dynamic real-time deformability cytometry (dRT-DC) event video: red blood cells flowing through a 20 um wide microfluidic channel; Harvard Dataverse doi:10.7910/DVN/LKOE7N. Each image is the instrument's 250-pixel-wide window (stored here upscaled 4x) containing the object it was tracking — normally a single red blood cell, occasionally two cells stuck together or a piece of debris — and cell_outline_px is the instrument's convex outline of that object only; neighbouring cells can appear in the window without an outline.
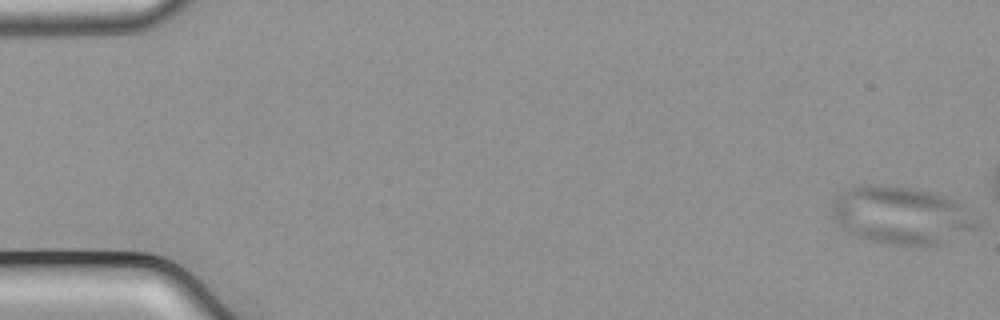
{"species": "common noctule bat (a hibernating species)", "species_latin": "Nyctalus noctula", "temperature_condition": "cold", "stored_images_in_passage": 56, "camera_frame_rate_fps": 3000, "um_per_image_px": 0.085, "animal": {"sex": "male", "body_mass_g": 21.5, "forearm_length_mm": 52.0}, "frame": {"image": 1, "passage_image": 1, "time_ms": 0.0, "image_size_px": [1000, 320], "cell_outline_px": [[980, 228], [936, 248], [924, 248], [888, 244], [868, 240], [852, 236], [832, 216], [832, 200], [836, 196], [848, 188], [864, 184], [888, 184], [932, 192], [956, 200], [964, 204], [980, 224]], "centroid_in_image_um": [76.68, 18.35], "position_along_channel_um": 8.3, "area_um2": 50.34}}
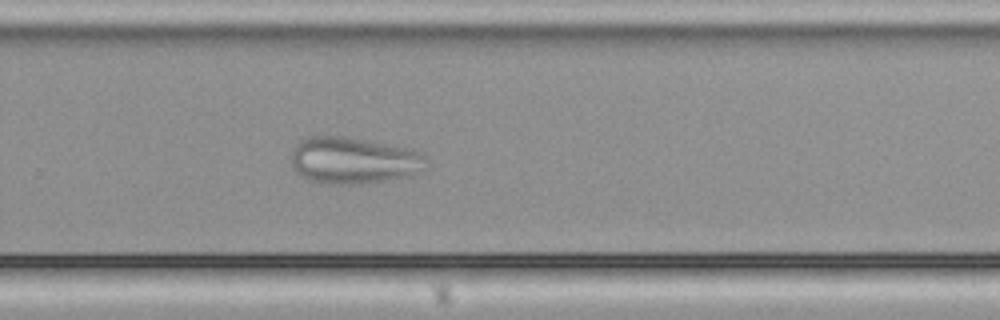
{"frame": {"image": 2, "passage_image": 37, "time_ms": 12.0, "image_size_px": [1000, 320], "cell_outline_px": [[428, 168], [424, 172], [412, 176], [360, 184], [324, 184], [308, 180], [300, 176], [292, 168], [292, 152], [296, 144], [300, 140], [308, 136], [344, 136], [392, 144], [412, 148], [420, 152], [424, 156]], "centroid_in_image_um": [30.09, 13.64], "position_along_channel_um": 299.7, "area_um2": 37.57}}
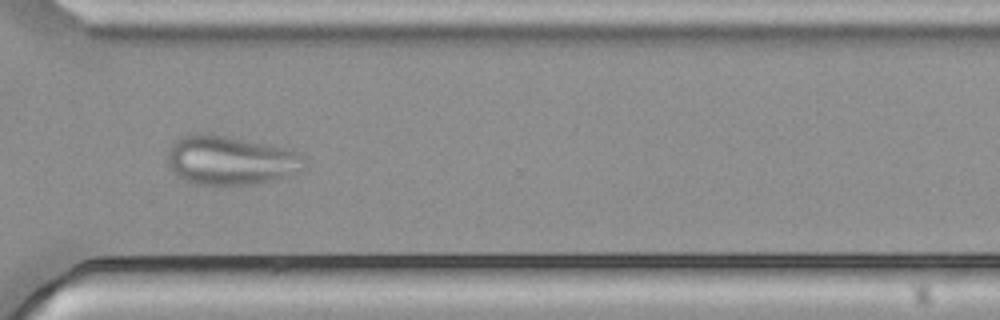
{"frame": {"image": 3, "passage_image": 41, "time_ms": 13.333, "image_size_px": [1000, 320], "cell_outline_px": [[304, 168], [288, 176], [256, 184], [196, 184], [184, 180], [176, 176], [168, 168], [168, 152], [172, 144], [180, 136], [224, 136], [292, 148], [304, 152]], "centroid_in_image_um": [19.65, 13.65], "position_along_channel_um": 350.9, "area_um2": 38.9}}